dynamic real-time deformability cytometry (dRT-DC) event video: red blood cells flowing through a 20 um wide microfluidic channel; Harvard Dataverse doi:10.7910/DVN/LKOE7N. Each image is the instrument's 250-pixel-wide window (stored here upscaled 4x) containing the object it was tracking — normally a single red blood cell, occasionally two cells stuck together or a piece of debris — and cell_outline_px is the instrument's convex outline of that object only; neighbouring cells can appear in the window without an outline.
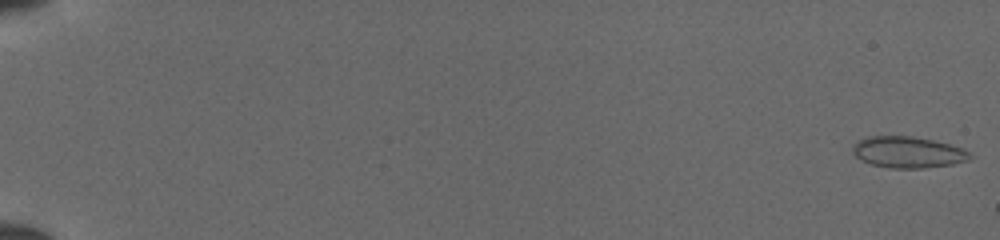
{"species": "common noctule bat (a hibernating species)", "species_latin": "Nyctalus noctula", "temperature_condition": "cold", "stored_images_in_passage": 7, "camera_frame_rate_fps": 3000, "um_per_image_px": 0.085, "animal": {"sex": "female", "body_mass_g": 19.5, "forearm_length_mm": 54.1}, "frame": {"image": 1, "passage_image": 1, "time_ms": 0.0, "image_size_px": [1000, 240], "cell_outline_px": [[972, 156], [968, 160], [952, 164], [924, 168], [892, 168], [872, 164], [860, 160], [852, 152], [852, 144], [856, 140], [868, 136], [912, 136], [932, 140], [964, 148], [972, 152]], "centroid_in_image_um": [77.16, 12.93], "position_along_channel_um": 7.8, "area_um2": 21.56}}